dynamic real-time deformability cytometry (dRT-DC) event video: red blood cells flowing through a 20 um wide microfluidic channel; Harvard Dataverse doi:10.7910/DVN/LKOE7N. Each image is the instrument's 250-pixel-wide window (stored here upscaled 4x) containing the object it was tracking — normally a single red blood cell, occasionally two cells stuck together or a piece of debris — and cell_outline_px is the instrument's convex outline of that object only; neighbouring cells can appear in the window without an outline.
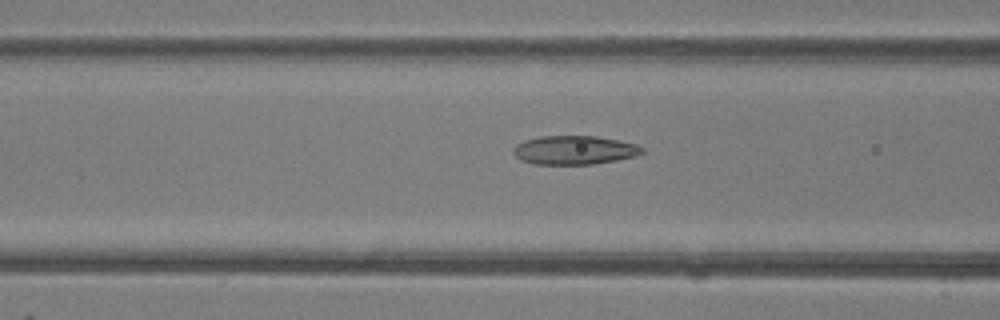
{"species": "common noctule bat (a hibernating species)", "species_latin": "Nyctalus noctula", "temperature_condition": "room temperature", "stored_images_in_passage": 48, "camera_frame_rate_fps": 3000, "um_per_image_px": 0.085, "animal": {"sex": "female"}, "frame": {"image": 1, "passage_image": 19, "time_ms": 6.0, "image_size_px": [1000, 320], "cell_outline_px": [[644, 152], [636, 156], [616, 160], [592, 164], [536, 164], [520, 160], [512, 152], [512, 148], [516, 144], [524, 140], [540, 136], [596, 136], [620, 140], [636, 144], [644, 148]], "centroid_in_image_um": [48.81, 12.75], "position_along_channel_um": 117.8, "area_um2": 21.73}}
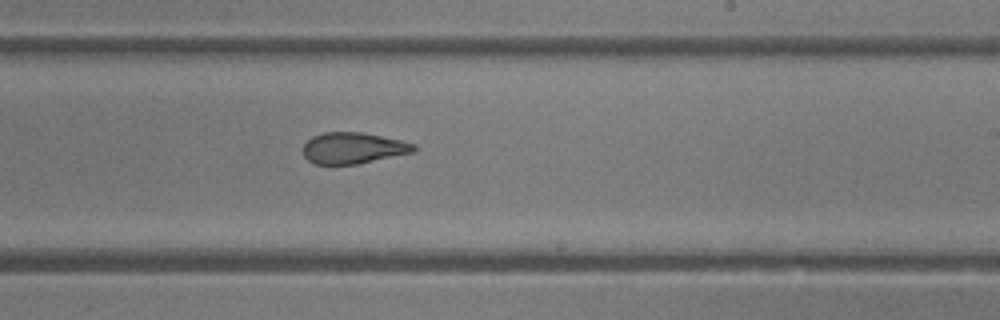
{"frame": {"image": 2, "passage_image": 29, "time_ms": 9.333, "image_size_px": [1000, 320], "cell_outline_px": [[416, 152], [356, 164], [312, 164], [304, 156], [304, 144], [312, 136], [324, 132], [360, 132], [400, 140], [416, 144]], "centroid_in_image_um": [30.02, 12.59], "position_along_channel_um": 259.0, "area_um2": 20.11}}
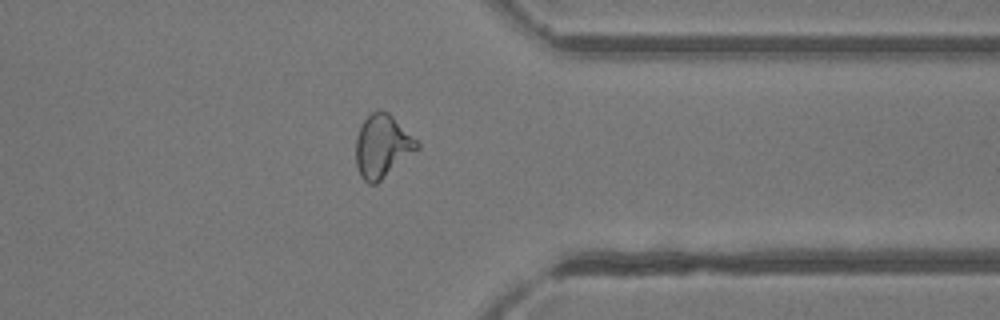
{"frame": {"image": 3, "passage_image": 38, "time_ms": 12.333, "image_size_px": [1000, 320], "cell_outline_px": [[420, 148], [376, 184], [368, 184], [360, 176], [356, 164], [356, 136], [364, 120], [372, 112], [388, 112], [420, 144]], "centroid_in_image_um": [32.49, 12.46], "position_along_channel_um": 378.9, "area_um2": 22.08}, "authors_computed_cell_mechanics": {"area_um2": 22.4264, "velocity_mm_per_s": 4.2377, "shape_relaxation_time_tau1_ms": 11.3751, "shape_relaxation_time_tau2_ms": 2.1575, "deformation_change_tau1": 0.2607, "deformation_change_tau2": 0.1065}}